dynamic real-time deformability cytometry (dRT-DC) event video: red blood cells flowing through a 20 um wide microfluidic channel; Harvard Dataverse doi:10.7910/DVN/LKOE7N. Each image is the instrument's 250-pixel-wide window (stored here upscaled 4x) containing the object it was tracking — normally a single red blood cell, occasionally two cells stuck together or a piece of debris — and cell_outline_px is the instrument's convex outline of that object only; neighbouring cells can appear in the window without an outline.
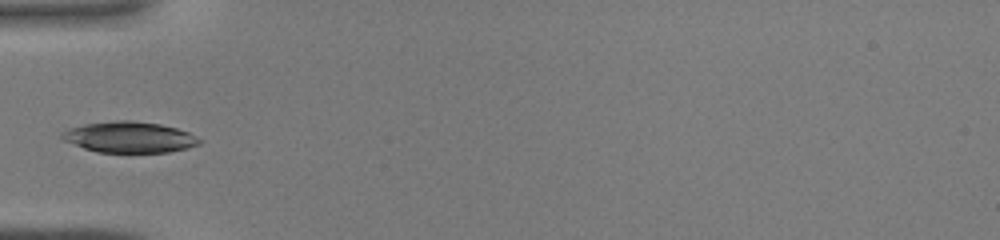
{"species": "common noctule bat (a hibernating species)", "species_latin": "Nyctalus noctula", "temperature_condition": "warm", "stored_images_in_passage": 30, "camera_frame_rate_fps": 3000, "um_per_image_px": 0.085, "animal": {"sex": "male", "body_mass_g": 19.0, "forearm_length_mm": 50.8}, "frame": {"image": 1, "passage_image": 1, "time_ms": 0.0, "image_size_px": [1000, 240], "cell_outline_px": [[200, 144], [188, 148], [168, 152], [100, 152], [84, 148], [64, 140], [60, 136], [60, 132], [68, 128], [84, 124], [116, 120], [132, 120], [160, 124], [176, 128], [188, 132], [196, 136], [200, 140]], "centroid_in_image_um": [10.99, 11.65], "position_along_channel_um": 74.0, "area_um2": 24.74}}
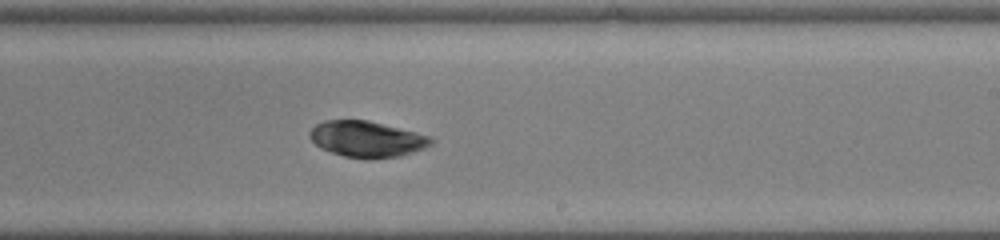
{"frame": {"image": 2, "passage_image": 13, "time_ms": 4.0, "image_size_px": [1000, 240], "cell_outline_px": [[432, 144], [424, 148], [400, 156], [368, 160], [344, 156], [320, 148], [308, 136], [308, 132], [316, 124], [324, 120], [368, 120], [432, 136]], "centroid_in_image_um": [31.17, 11.83], "position_along_channel_um": 257.8, "area_um2": 25.61}}
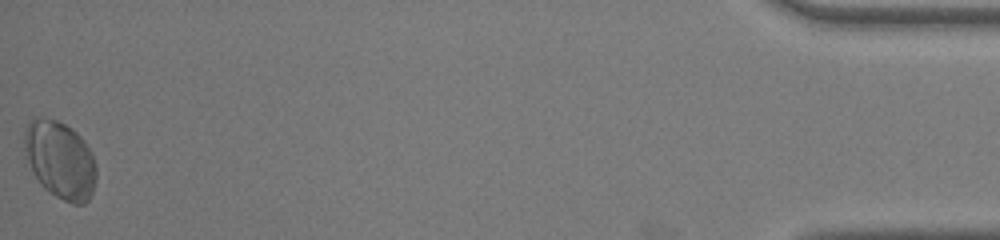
{"frame": {"image": 3, "passage_image": 30, "time_ms": 9.667, "image_size_px": [1000, 240], "cell_outline_px": [[96, 180], [92, 192], [88, 200], [84, 204], [72, 204], [56, 196], [44, 188], [40, 184], [24, 156], [24, 132], [28, 124], [36, 116], [40, 116], [56, 120], [72, 128], [84, 140], [92, 152], [96, 164]], "centroid_in_image_um": [5.11, 13.58], "position_along_channel_um": 430.1, "area_um2": 32.77}}